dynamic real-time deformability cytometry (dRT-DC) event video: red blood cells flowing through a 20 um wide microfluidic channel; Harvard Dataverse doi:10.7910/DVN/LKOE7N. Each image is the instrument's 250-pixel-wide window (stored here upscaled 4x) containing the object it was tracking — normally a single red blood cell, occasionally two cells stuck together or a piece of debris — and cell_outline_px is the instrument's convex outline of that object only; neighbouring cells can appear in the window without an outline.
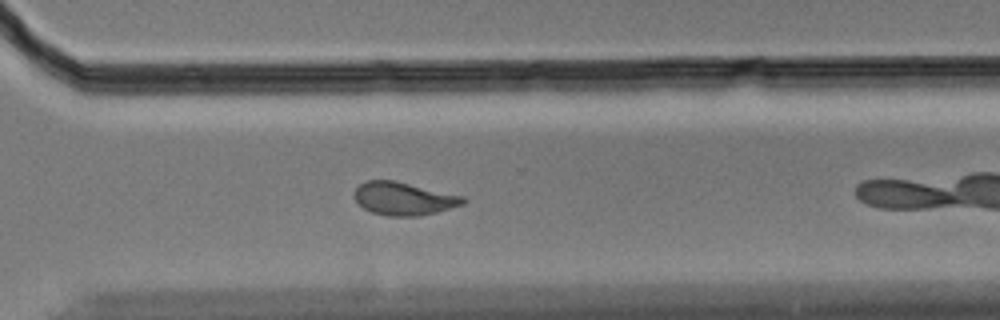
{"species": "Egyptian fruit bat (a non-hibernating species)", "species_latin": "Rousettus aegyptiacus", "temperature_condition": "cold", "stored_images_in_passage": 39, "camera_frame_rate_fps": 3000, "um_per_image_px": 0.085, "animal": {"sex": "male"}, "frame": {"image": 1, "passage_image": 26, "time_ms": 8.333, "image_size_px": [1000, 320], "cell_outline_px": [[468, 200], [464, 204], [436, 212], [416, 216], [388, 216], [372, 212], [364, 208], [356, 200], [356, 188], [364, 180], [396, 180], [464, 196]], "centroid_in_image_um": [34.35, 16.87], "position_along_channel_um": 336.2, "area_um2": 20.87}}